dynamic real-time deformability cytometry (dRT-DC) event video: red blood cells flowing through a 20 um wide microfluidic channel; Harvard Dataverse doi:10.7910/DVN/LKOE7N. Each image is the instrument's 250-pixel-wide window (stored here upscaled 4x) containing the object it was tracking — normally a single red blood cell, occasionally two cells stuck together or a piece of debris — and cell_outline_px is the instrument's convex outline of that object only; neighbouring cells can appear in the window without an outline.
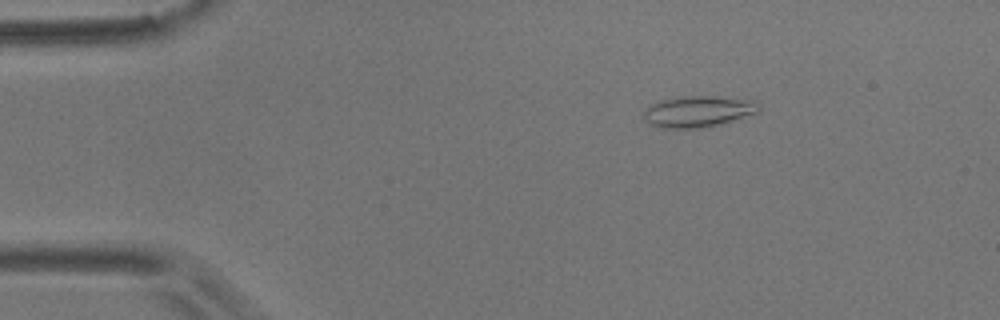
{"species": "common noctule bat (a hibernating species)", "species_latin": "Nyctalus noctula", "temperature_condition": "room temperature", "stored_images_in_passage": 50, "camera_frame_rate_fps": 3000, "um_per_image_px": 0.085, "animal": {"sex": "male", "body_mass_g": 17.9}, "frame": {"image": 1, "passage_image": 2, "time_ms": 0.333, "image_size_px": [1000, 320], "cell_outline_px": [[760, 108], [756, 112], [720, 124], [700, 128], [660, 128], [648, 124], [644, 120], [644, 108], [648, 104], [656, 100], [676, 96], [720, 96], [752, 100], [760, 104]], "centroid_in_image_um": [59.24, 9.45], "position_along_channel_um": 25.8, "area_um2": 21.33}}
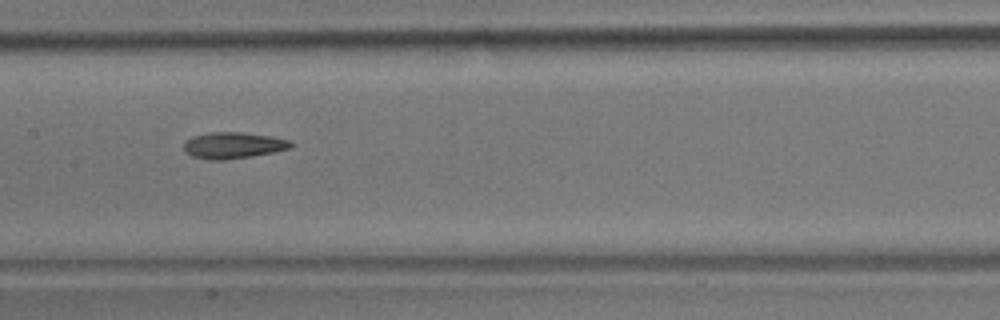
{"frame": {"image": 2, "passage_image": 21, "time_ms": 6.667, "image_size_px": [1000, 320], "cell_outline_px": [[296, 144], [288, 148], [272, 152], [252, 156], [224, 160], [212, 160], [192, 156], [184, 152], [184, 144], [192, 136], [208, 132], [240, 132], [272, 136], [292, 140]], "centroid_in_image_um": [19.84, 12.34], "position_along_channel_um": 187.6, "area_um2": 16.47}}
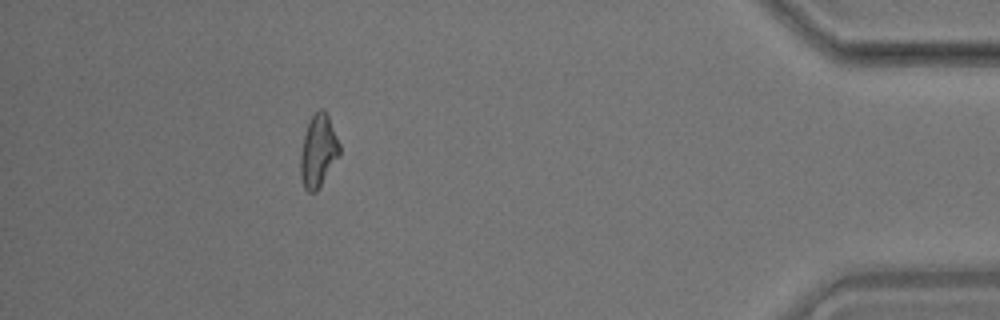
{"frame": {"image": 3, "passage_image": 44, "time_ms": 14.333, "image_size_px": [1000, 320], "cell_outline_px": [[340, 156], [316, 192], [308, 192], [304, 188], [300, 176], [300, 152], [304, 136], [308, 124], [312, 116], [320, 108], [324, 108], [328, 116], [340, 144]], "centroid_in_image_um": [27.05, 12.85], "position_along_channel_um": 408.1, "area_um2": 16.53}, "authors_computed_cell_mechanics": {"area_um2": 16.4152, "velocity_mm_per_s": 3.5572, "shape_relaxation_time_tau1_ms": 9.0885, "shape_relaxation_time_tau2_ms": 5.163, "deformation_change_tau1": 0.1896, "deformation_change_tau2": 0.1217}}